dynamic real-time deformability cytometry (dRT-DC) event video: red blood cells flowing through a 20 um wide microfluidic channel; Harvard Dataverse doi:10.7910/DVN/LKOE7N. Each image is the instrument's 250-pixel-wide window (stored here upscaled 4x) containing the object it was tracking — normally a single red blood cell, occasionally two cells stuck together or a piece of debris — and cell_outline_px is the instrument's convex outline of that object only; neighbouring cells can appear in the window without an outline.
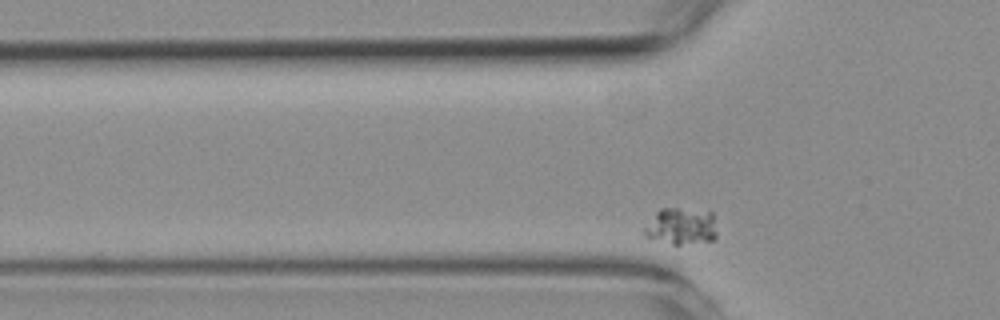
{"species": "common noctule bat (a hibernating species)", "species_latin": "Nyctalus noctula", "temperature_condition": "room temperature", "stored_images_in_passage": 33, "camera_frame_rate_fps": 3000, "um_per_image_px": 0.085, "animal": {"sex": "female", "body_mass_g": 19.3, "forearm_length_mm": 54.1}, "frame": {"image": 1, "passage_image": 4, "time_ms": 1.0, "image_size_px": [1000, 320], "cell_outline_px": [[716, 236], [712, 240], [680, 244], [672, 244], [644, 236], [640, 228], [660, 208], [680, 208], [712, 212], [716, 232]], "centroid_in_image_um": [57.82, 19.22], "position_along_channel_um": 68.0, "area_um2": 15.66}}
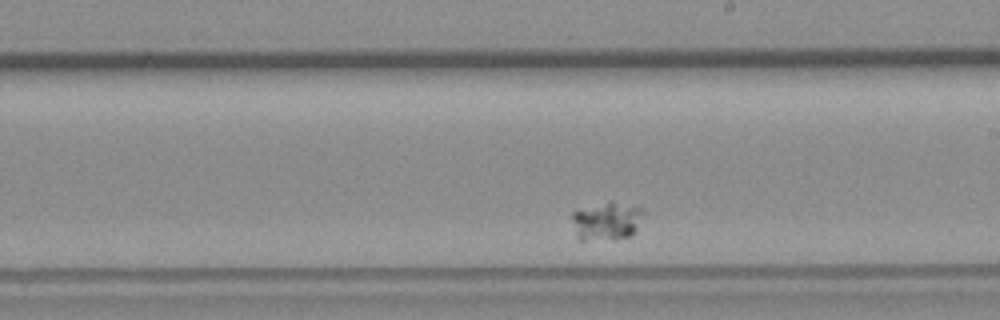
{"frame": {"image": 2, "passage_image": 21, "time_ms": 6.667, "image_size_px": [1000, 320], "cell_outline_px": [[644, 212], [632, 236], [584, 240], [576, 240], [572, 220], [572, 212], [608, 200], [640, 208]], "centroid_in_image_um": [51.51, 18.78], "position_along_channel_um": 237.5, "area_um2": 15.66}}
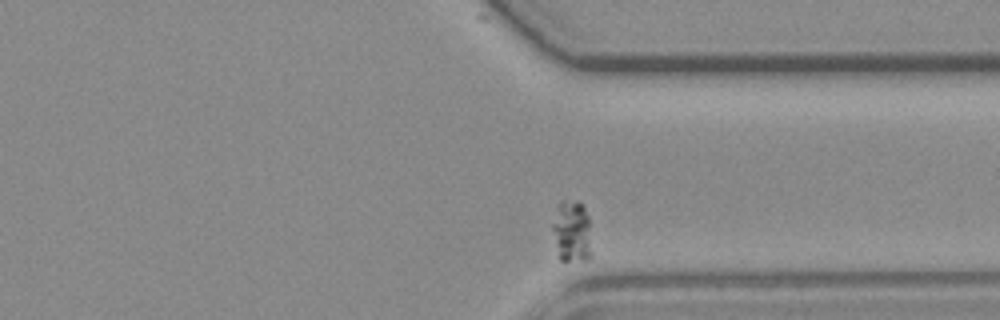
{"frame": {"image": 3, "passage_image": 33, "time_ms": 10.667, "image_size_px": [1000, 320], "cell_outline_px": [[592, 256], [588, 260], [560, 260], [552, 228], [552, 224], [556, 204], [560, 200], [576, 200], [584, 208], [588, 216], [592, 252]], "centroid_in_image_um": [48.61, 19.65], "position_along_channel_um": 362.8, "area_um2": 14.33}}